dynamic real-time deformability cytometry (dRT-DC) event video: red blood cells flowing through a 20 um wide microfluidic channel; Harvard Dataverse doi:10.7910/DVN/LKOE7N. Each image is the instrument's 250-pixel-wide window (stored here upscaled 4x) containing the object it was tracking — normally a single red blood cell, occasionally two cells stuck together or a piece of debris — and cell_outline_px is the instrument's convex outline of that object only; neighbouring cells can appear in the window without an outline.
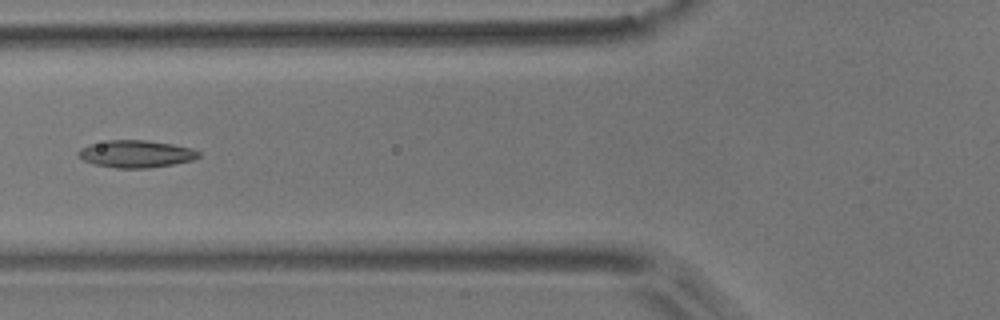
{"species": "common noctule bat (a hibernating species)", "species_latin": "Nyctalus noctula", "temperature_condition": "room temperature", "stored_images_in_passage": 4, "camera_frame_rate_fps": 3000, "um_per_image_px": 0.085, "animal": {"sex": "male", "body_mass_g": 17.9}, "frame": {"image": 1, "passage_image": 4, "time_ms": 1.0, "image_size_px": [1000, 320], "cell_outline_px": [[200, 156], [192, 160], [172, 164], [148, 168], [116, 168], [92, 164], [76, 156], [76, 152], [80, 148], [88, 144], [108, 140], [144, 140], [172, 144], [192, 148], [200, 152]], "centroid_in_image_um": [11.5, 13.08], "position_along_channel_um": 114.3, "area_um2": 19.25}}